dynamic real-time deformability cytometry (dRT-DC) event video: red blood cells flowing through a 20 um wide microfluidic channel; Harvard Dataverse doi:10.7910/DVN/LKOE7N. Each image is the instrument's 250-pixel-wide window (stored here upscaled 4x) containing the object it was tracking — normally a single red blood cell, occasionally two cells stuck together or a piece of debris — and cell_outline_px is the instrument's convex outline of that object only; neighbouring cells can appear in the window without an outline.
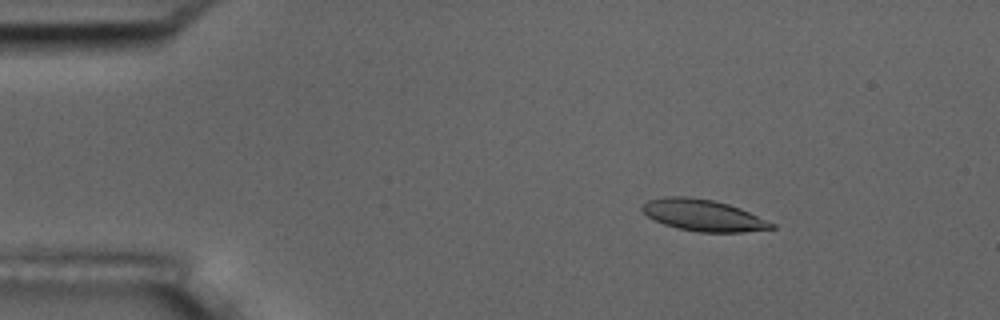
{"species": "common noctule bat (a hibernating species)", "species_latin": "Nyctalus noctula", "temperature_condition": "room temperature", "stored_images_in_passage": 3, "camera_frame_rate_fps": 3000, "um_per_image_px": 0.085, "animal": {"sex": "male", "body_mass_g": 17.5, "forearm_length_mm": 52.3}, "frame": {"image": 1, "passage_image": 1, "time_ms": 0.0, "image_size_px": [1000, 320], "cell_outline_px": [[776, 228], [744, 232], [700, 232], [676, 228], [664, 224], [648, 216], [640, 208], [640, 204], [648, 200], [664, 196], [684, 196], [712, 200], [728, 204], [740, 208], [776, 224]], "centroid_in_image_um": [59.76, 18.3], "position_along_channel_um": 25.2, "area_um2": 23.76}}